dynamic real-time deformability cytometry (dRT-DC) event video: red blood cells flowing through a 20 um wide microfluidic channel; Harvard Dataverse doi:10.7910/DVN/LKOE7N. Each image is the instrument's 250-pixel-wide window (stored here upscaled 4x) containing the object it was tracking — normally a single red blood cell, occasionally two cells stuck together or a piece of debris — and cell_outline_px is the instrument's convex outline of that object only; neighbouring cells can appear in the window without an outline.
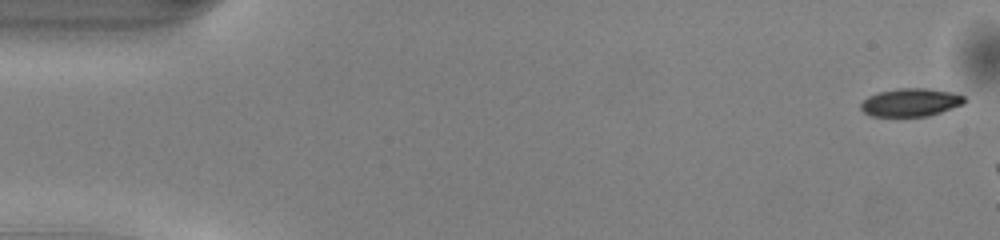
{"species": "common noctule bat (a hibernating species)", "species_latin": "Nyctalus noctula", "temperature_condition": "warm", "stored_images_in_passage": 6, "camera_frame_rate_fps": 3000, "um_per_image_px": 0.085, "animal": {"sex": "male", "body_mass_g": 13.0, "forearm_length_mm": 53.1}, "frame": {"image": 1, "passage_image": 1, "time_ms": 0.0, "image_size_px": [1000, 240], "cell_outline_px": [[964, 104], [928, 116], [872, 116], [864, 112], [860, 108], [860, 104], [868, 96], [880, 92], [896, 88], [928, 88], [952, 92], [964, 96]], "centroid_in_image_um": [77.4, 8.7], "position_along_channel_um": 7.6, "area_um2": 16.88}}